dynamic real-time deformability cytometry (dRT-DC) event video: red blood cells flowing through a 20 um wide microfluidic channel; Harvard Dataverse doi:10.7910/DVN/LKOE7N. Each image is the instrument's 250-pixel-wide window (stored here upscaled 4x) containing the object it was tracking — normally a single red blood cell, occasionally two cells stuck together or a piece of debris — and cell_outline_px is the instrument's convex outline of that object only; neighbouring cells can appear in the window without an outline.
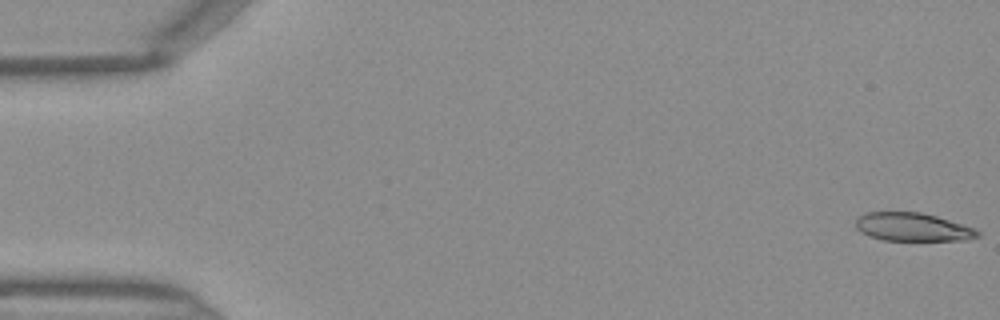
{"species": "Egyptian fruit bat (a non-hibernating species)", "species_latin": "Rousettus aegyptiacus", "temperature_condition": "warm", "stored_images_in_passage": 46, "camera_frame_rate_fps": 3000, "um_per_image_px": 0.085, "frame": {"image": 1, "passage_image": 1, "time_ms": 0.0, "image_size_px": [1000, 320], "cell_outline_px": [[980, 236], [968, 240], [884, 240], [860, 232], [856, 228], [856, 220], [864, 212], [920, 212], [936, 216], [976, 228], [980, 232]], "centroid_in_image_um": [77.61, 19.29], "position_along_channel_um": 7.4, "area_um2": 20.06}}
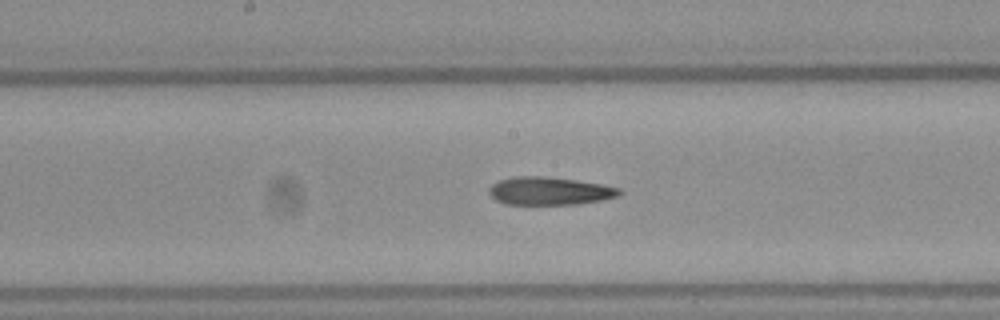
{"frame": {"image": 2, "passage_image": 24, "time_ms": 7.667, "image_size_px": [1000, 320], "cell_outline_px": [[624, 192], [616, 196], [600, 200], [580, 204], [504, 204], [496, 200], [488, 192], [488, 188], [492, 184], [500, 180], [512, 176], [544, 176], [576, 180], [600, 184], [620, 188]], "centroid_in_image_um": [46.68, 16.23], "position_along_channel_um": 201.5, "area_um2": 21.21}}
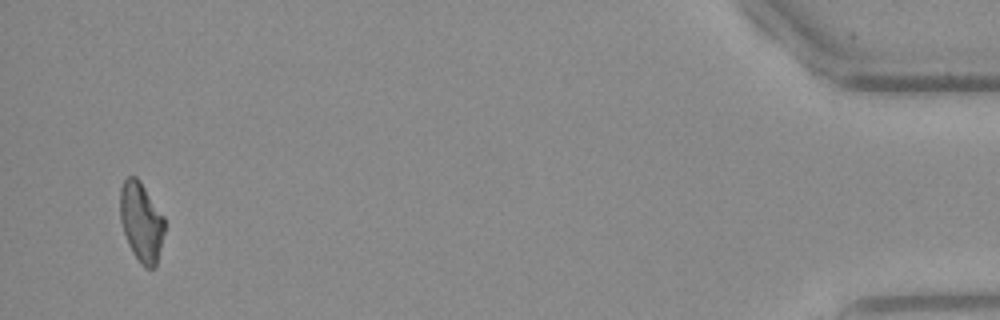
{"frame": {"image": 3, "passage_image": 45, "time_ms": 14.667, "image_size_px": [1000, 320], "cell_outline_px": [[164, 232], [156, 264], [152, 268], [144, 268], [132, 252], [128, 244], [120, 220], [120, 188], [124, 180], [128, 176], [136, 176], [140, 180], [164, 216]], "centroid_in_image_um": [12.0, 18.83], "position_along_channel_um": 423.2, "area_um2": 20.52}}